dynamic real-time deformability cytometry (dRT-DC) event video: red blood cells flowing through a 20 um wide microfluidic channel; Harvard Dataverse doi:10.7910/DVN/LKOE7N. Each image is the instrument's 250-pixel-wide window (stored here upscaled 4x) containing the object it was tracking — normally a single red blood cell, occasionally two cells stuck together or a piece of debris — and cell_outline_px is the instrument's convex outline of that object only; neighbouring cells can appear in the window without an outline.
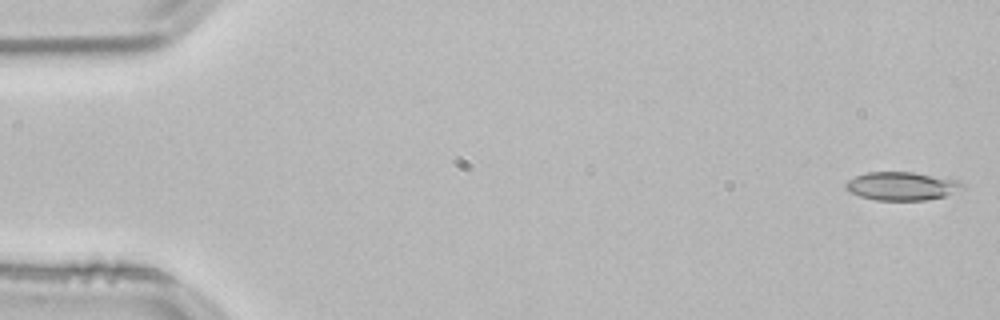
{"species": "common noctule bat (a hibernating species)", "species_latin": "Nyctalus noctula", "temperature_condition": "room temperature", "stored_images_in_passage": 52, "camera_frame_rate_fps": 3000, "um_per_image_px": 0.085, "animal": {"sex": "male", "body_mass_g": 21.5, "forearm_length_mm": 52.0}, "frame": {"image": 1, "passage_image": 1, "time_ms": 0.0, "image_size_px": [1000, 320], "cell_outline_px": [[964, 188], [944, 196], [924, 200], [876, 200], [860, 196], [848, 192], [844, 188], [844, 184], [848, 180], [856, 176], [868, 172], [912, 172], [956, 180], [964, 184]], "centroid_in_image_um": [76.6, 15.82], "position_along_channel_um": 8.4, "area_um2": 19.13}}
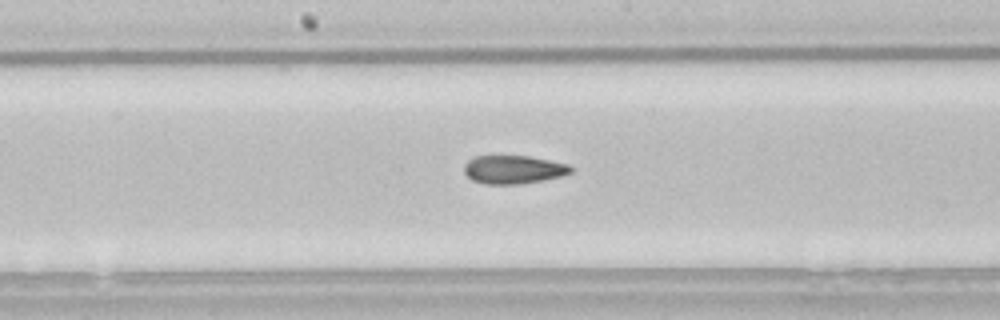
{"frame": {"image": 2, "passage_image": 27, "time_ms": 8.667, "image_size_px": [1000, 320], "cell_outline_px": [[576, 168], [572, 172], [560, 176], [520, 184], [484, 184], [472, 180], [464, 172], [464, 164], [472, 156], [528, 156], [568, 164]], "centroid_in_image_um": [43.63, 14.4], "position_along_channel_um": 204.6, "area_um2": 17.63}}
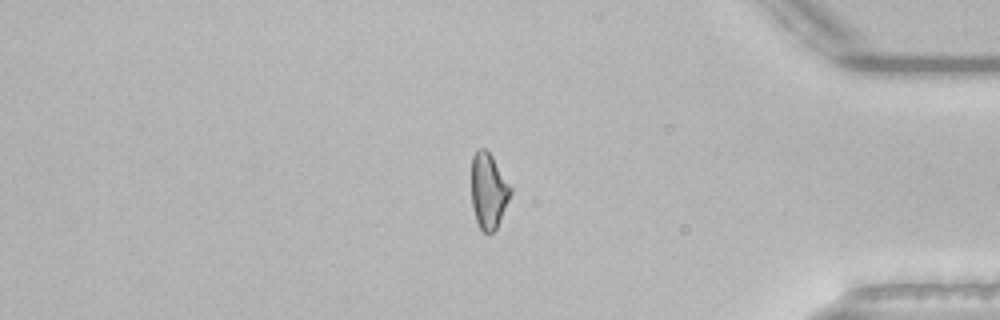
{"frame": {"image": 3, "passage_image": 44, "time_ms": 14.333, "image_size_px": [1000, 320], "cell_outline_px": [[512, 192], [496, 228], [492, 232], [484, 232], [480, 228], [476, 220], [472, 208], [472, 156], [476, 148], [484, 148], [492, 156], [512, 188]], "centroid_in_image_um": [41.51, 16.19], "position_along_channel_um": 393.7, "area_um2": 17.05}, "authors_computed_cell_mechanics": {"area_um2": 18.4093, "velocity_mm_per_s": 3.8447, "shape_relaxation_time_tau1_ms": null, "shape_relaxation_time_tau2_ms": 2.4116, "deformation_change_tau1": null, "deformation_change_tau2": 0.1006}}